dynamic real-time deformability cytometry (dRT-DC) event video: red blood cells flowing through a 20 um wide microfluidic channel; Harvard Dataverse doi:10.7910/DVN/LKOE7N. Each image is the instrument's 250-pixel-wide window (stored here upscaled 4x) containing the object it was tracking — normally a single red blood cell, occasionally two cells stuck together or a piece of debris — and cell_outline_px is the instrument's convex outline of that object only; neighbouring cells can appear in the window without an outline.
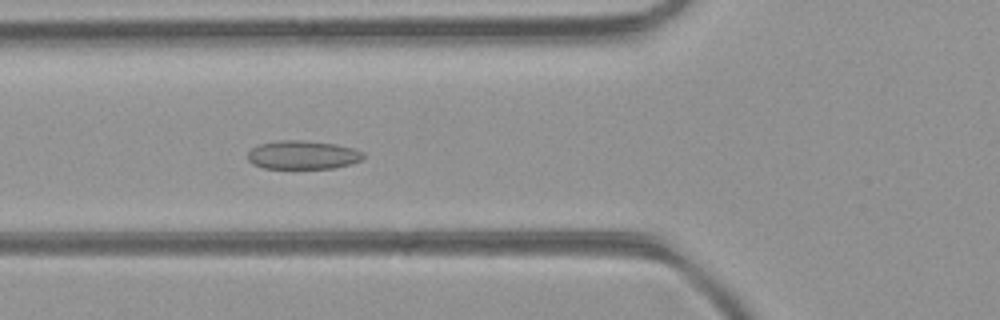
{"species": "common noctule bat (a hibernating species)", "species_latin": "Nyctalus noctula", "temperature_condition": "room temperature", "stored_images_in_passage": 47, "camera_frame_rate_fps": 3000, "um_per_image_px": 0.085, "animal": {"sex": "female", "body_mass_g": 21.9}, "frame": {"image": 1, "passage_image": 17, "time_ms": 5.333, "image_size_px": [1000, 320], "cell_outline_px": [[364, 156], [360, 160], [352, 164], [332, 168], [264, 168], [252, 164], [248, 160], [248, 152], [252, 148], [260, 144], [280, 140], [300, 140], [336, 144], [356, 148], [364, 152]], "centroid_in_image_um": [25.75, 13.17], "position_along_channel_um": 100.0, "area_um2": 19.31}}
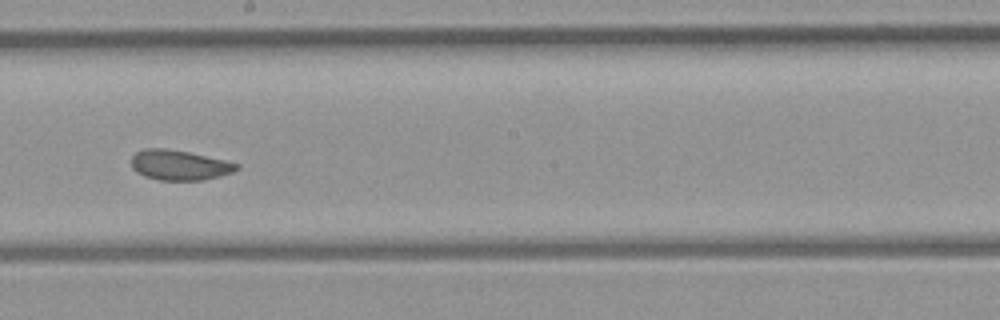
{"frame": {"image": 2, "passage_image": 26, "time_ms": 8.333, "image_size_px": [1000, 320], "cell_outline_px": [[240, 168], [232, 172], [220, 176], [204, 180], [156, 180], [144, 176], [136, 172], [132, 168], [132, 156], [136, 152], [144, 148], [164, 148], [188, 152], [224, 160], [240, 164]], "centroid_in_image_um": [15.23, 14.04], "position_along_channel_um": 233.0, "area_um2": 18.5}}
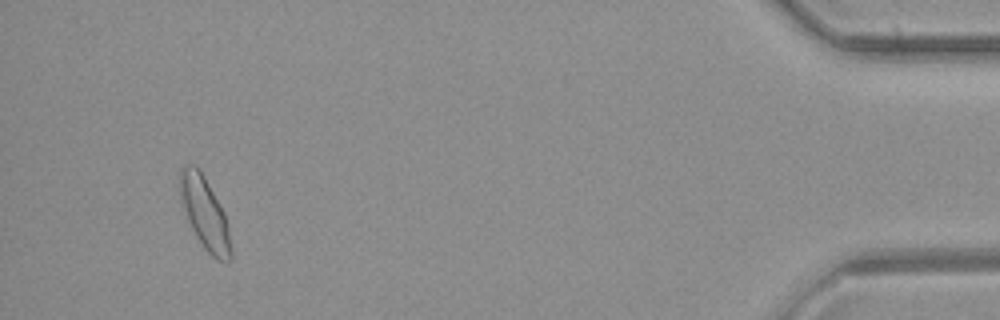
{"frame": {"image": 3, "passage_image": 44, "time_ms": 14.333, "image_size_px": [1000, 320], "cell_outline_px": [[232, 260], [216, 260], [204, 248], [196, 236], [180, 204], [180, 168], [184, 164], [188, 164], [200, 168], [224, 212], [228, 224], [232, 248]], "centroid_in_image_um": [17.4, 18.11], "position_along_channel_um": 417.8, "area_um2": 21.5}, "authors_computed_cell_mechanics": {"area_um2": 19.652, "velocity_mm_per_s": 4.4101, "shape_relaxation_time_tau1_ms": null, "shape_relaxation_time_tau2_ms": 1.4573, "deformation_change_tau1": null, "deformation_change_tau2": 0.0608}}